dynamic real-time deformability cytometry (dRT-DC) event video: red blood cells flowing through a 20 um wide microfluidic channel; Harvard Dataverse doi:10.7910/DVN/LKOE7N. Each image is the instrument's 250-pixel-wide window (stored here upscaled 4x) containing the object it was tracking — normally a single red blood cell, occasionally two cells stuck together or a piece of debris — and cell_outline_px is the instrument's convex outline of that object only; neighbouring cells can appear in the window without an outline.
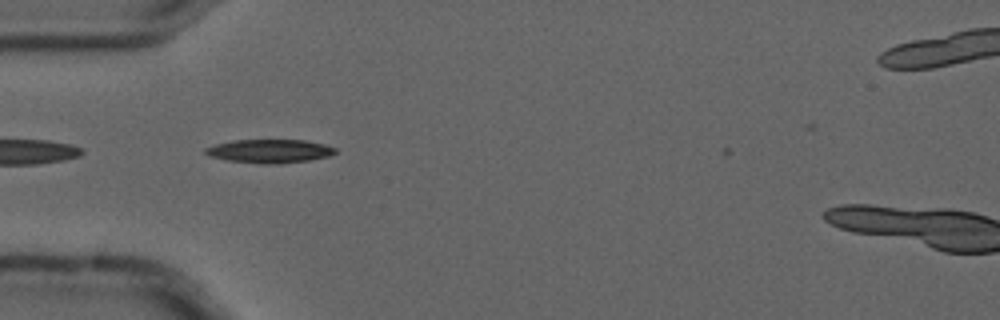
{"species": "common noctule bat (a hibernating species)", "species_latin": "Nyctalus noctula", "temperature_condition": "cold", "stored_images_in_passage": 3, "camera_frame_rate_fps": 3000, "um_per_image_px": 0.085, "animal": {"sex": "male", "forearm_length_mm": 52.5}, "frame": {"image": 1, "passage_image": 2, "time_ms": 0.333, "image_size_px": [1000, 320], "cell_outline_px": [[336, 152], [328, 156], [308, 160], [280, 164], [260, 164], [228, 160], [208, 156], [204, 152], [204, 148], [216, 144], [232, 140], [304, 140], [324, 144], [336, 148]], "centroid_in_image_um": [22.89, 12.84], "position_along_channel_um": 62.1, "area_um2": 17.86}}
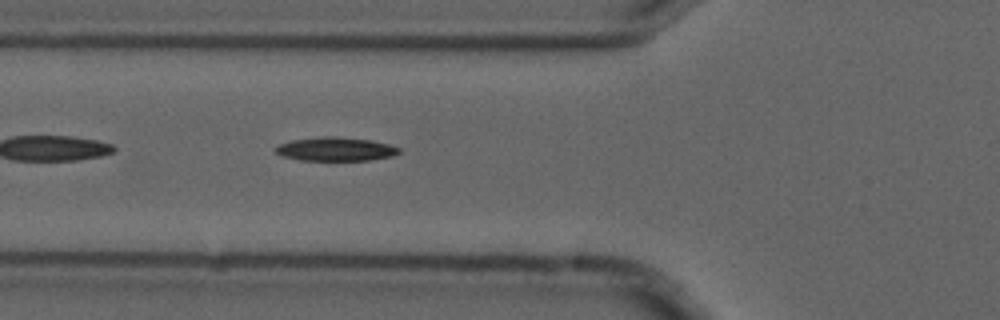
{"frame": {"image": 2, "passage_image": 3, "time_ms": 0.667, "image_size_px": [1000, 320], "cell_outline_px": [[400, 152], [392, 156], [368, 160], [300, 160], [284, 156], [276, 152], [276, 148], [280, 144], [292, 140], [320, 136], [336, 136], [372, 140], [388, 144], [400, 148]], "centroid_in_image_um": [28.55, 12.66], "position_along_channel_um": 97.2, "area_um2": 16.94}}